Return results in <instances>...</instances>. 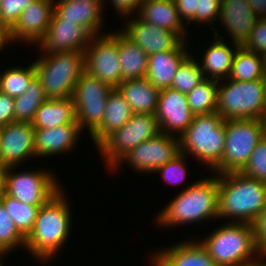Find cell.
I'll list each match as a JSON object with an SVG mask.
<instances>
[{"mask_svg": "<svg viewBox=\"0 0 266 266\" xmlns=\"http://www.w3.org/2000/svg\"><path fill=\"white\" fill-rule=\"evenodd\" d=\"M180 153L179 137L159 132L156 136L132 149L111 172H115L121 168L120 165L126 163L135 173H155L161 166L173 160Z\"/></svg>", "mask_w": 266, "mask_h": 266, "instance_id": "4fadbf2b", "label": "cell"}, {"mask_svg": "<svg viewBox=\"0 0 266 266\" xmlns=\"http://www.w3.org/2000/svg\"><path fill=\"white\" fill-rule=\"evenodd\" d=\"M8 167L4 193L23 203L39 208L52 198L62 187L59 178L50 170H16Z\"/></svg>", "mask_w": 266, "mask_h": 266, "instance_id": "30bf717a", "label": "cell"}, {"mask_svg": "<svg viewBox=\"0 0 266 266\" xmlns=\"http://www.w3.org/2000/svg\"><path fill=\"white\" fill-rule=\"evenodd\" d=\"M180 19L186 26L190 23L196 24V11L198 0H174ZM187 23V24H186Z\"/></svg>", "mask_w": 266, "mask_h": 266, "instance_id": "b9f144b4", "label": "cell"}, {"mask_svg": "<svg viewBox=\"0 0 266 266\" xmlns=\"http://www.w3.org/2000/svg\"><path fill=\"white\" fill-rule=\"evenodd\" d=\"M0 201L5 206L16 228L26 238L33 229L39 207L23 203L4 192L0 194Z\"/></svg>", "mask_w": 266, "mask_h": 266, "instance_id": "836d02e7", "label": "cell"}, {"mask_svg": "<svg viewBox=\"0 0 266 266\" xmlns=\"http://www.w3.org/2000/svg\"><path fill=\"white\" fill-rule=\"evenodd\" d=\"M151 254V266H217L206 249L195 238L180 241Z\"/></svg>", "mask_w": 266, "mask_h": 266, "instance_id": "ffe728a7", "label": "cell"}, {"mask_svg": "<svg viewBox=\"0 0 266 266\" xmlns=\"http://www.w3.org/2000/svg\"><path fill=\"white\" fill-rule=\"evenodd\" d=\"M46 99L41 82L35 77L24 93L14 98L15 122L32 123L36 111Z\"/></svg>", "mask_w": 266, "mask_h": 266, "instance_id": "4dcf8cb0", "label": "cell"}, {"mask_svg": "<svg viewBox=\"0 0 266 266\" xmlns=\"http://www.w3.org/2000/svg\"><path fill=\"white\" fill-rule=\"evenodd\" d=\"M258 19L246 0H221L218 22L231 42L242 46Z\"/></svg>", "mask_w": 266, "mask_h": 266, "instance_id": "44dd1931", "label": "cell"}, {"mask_svg": "<svg viewBox=\"0 0 266 266\" xmlns=\"http://www.w3.org/2000/svg\"><path fill=\"white\" fill-rule=\"evenodd\" d=\"M245 176L266 183V137L264 136L251 153V157L241 171Z\"/></svg>", "mask_w": 266, "mask_h": 266, "instance_id": "74e56055", "label": "cell"}, {"mask_svg": "<svg viewBox=\"0 0 266 266\" xmlns=\"http://www.w3.org/2000/svg\"><path fill=\"white\" fill-rule=\"evenodd\" d=\"M187 158L188 156L186 154L180 153L173 160L167 162L164 166H161L155 173L158 172L162 176V181L167 184L172 183L171 185L176 186L183 182V185H187L188 181H186V176H188L187 172L190 170L187 167Z\"/></svg>", "mask_w": 266, "mask_h": 266, "instance_id": "8d00e7d4", "label": "cell"}, {"mask_svg": "<svg viewBox=\"0 0 266 266\" xmlns=\"http://www.w3.org/2000/svg\"><path fill=\"white\" fill-rule=\"evenodd\" d=\"M142 0H110L108 3H112L115 11H117L118 15H121L120 17L127 18L130 17L132 14H136L135 12H138V9L140 7V3ZM104 2L105 0H102L103 8H104Z\"/></svg>", "mask_w": 266, "mask_h": 266, "instance_id": "f6af8a7d", "label": "cell"}, {"mask_svg": "<svg viewBox=\"0 0 266 266\" xmlns=\"http://www.w3.org/2000/svg\"><path fill=\"white\" fill-rule=\"evenodd\" d=\"M85 71L113 89L121 83L118 30L92 36L84 51Z\"/></svg>", "mask_w": 266, "mask_h": 266, "instance_id": "7c38bea8", "label": "cell"}, {"mask_svg": "<svg viewBox=\"0 0 266 266\" xmlns=\"http://www.w3.org/2000/svg\"><path fill=\"white\" fill-rule=\"evenodd\" d=\"M26 238L19 232L12 218L6 211L5 206L0 201V253L10 254L20 247L25 248Z\"/></svg>", "mask_w": 266, "mask_h": 266, "instance_id": "d590c367", "label": "cell"}, {"mask_svg": "<svg viewBox=\"0 0 266 266\" xmlns=\"http://www.w3.org/2000/svg\"><path fill=\"white\" fill-rule=\"evenodd\" d=\"M8 46L6 32L0 27V53Z\"/></svg>", "mask_w": 266, "mask_h": 266, "instance_id": "681fc988", "label": "cell"}, {"mask_svg": "<svg viewBox=\"0 0 266 266\" xmlns=\"http://www.w3.org/2000/svg\"><path fill=\"white\" fill-rule=\"evenodd\" d=\"M212 175V176H211ZM191 182L172 198L155 216L156 223L161 227L175 228L184 224L218 219V174H211Z\"/></svg>", "mask_w": 266, "mask_h": 266, "instance_id": "7a4b0ae2", "label": "cell"}, {"mask_svg": "<svg viewBox=\"0 0 266 266\" xmlns=\"http://www.w3.org/2000/svg\"><path fill=\"white\" fill-rule=\"evenodd\" d=\"M228 79L237 81L264 79L262 55L239 46L234 54Z\"/></svg>", "mask_w": 266, "mask_h": 266, "instance_id": "f546056e", "label": "cell"}, {"mask_svg": "<svg viewBox=\"0 0 266 266\" xmlns=\"http://www.w3.org/2000/svg\"><path fill=\"white\" fill-rule=\"evenodd\" d=\"M53 11L54 0H35L6 33L8 45L13 46L16 42L31 46L37 44L47 32Z\"/></svg>", "mask_w": 266, "mask_h": 266, "instance_id": "5bb4252c", "label": "cell"}, {"mask_svg": "<svg viewBox=\"0 0 266 266\" xmlns=\"http://www.w3.org/2000/svg\"><path fill=\"white\" fill-rule=\"evenodd\" d=\"M35 0H0V27L7 33Z\"/></svg>", "mask_w": 266, "mask_h": 266, "instance_id": "f35d334b", "label": "cell"}, {"mask_svg": "<svg viewBox=\"0 0 266 266\" xmlns=\"http://www.w3.org/2000/svg\"><path fill=\"white\" fill-rule=\"evenodd\" d=\"M63 190L62 187L39 208L33 229L26 237L23 250H28L40 264L45 265L57 257L72 231V210L67 192Z\"/></svg>", "mask_w": 266, "mask_h": 266, "instance_id": "6da1fadb", "label": "cell"}, {"mask_svg": "<svg viewBox=\"0 0 266 266\" xmlns=\"http://www.w3.org/2000/svg\"><path fill=\"white\" fill-rule=\"evenodd\" d=\"M266 255L259 253L256 257H254L252 260L247 261L242 266H266Z\"/></svg>", "mask_w": 266, "mask_h": 266, "instance_id": "7dc6e473", "label": "cell"}, {"mask_svg": "<svg viewBox=\"0 0 266 266\" xmlns=\"http://www.w3.org/2000/svg\"><path fill=\"white\" fill-rule=\"evenodd\" d=\"M216 112L223 120L260 119L266 114V85L264 79L218 82Z\"/></svg>", "mask_w": 266, "mask_h": 266, "instance_id": "8992f818", "label": "cell"}, {"mask_svg": "<svg viewBox=\"0 0 266 266\" xmlns=\"http://www.w3.org/2000/svg\"><path fill=\"white\" fill-rule=\"evenodd\" d=\"M117 89L134 114H155L160 89L146 78L122 81Z\"/></svg>", "mask_w": 266, "mask_h": 266, "instance_id": "4316f807", "label": "cell"}, {"mask_svg": "<svg viewBox=\"0 0 266 266\" xmlns=\"http://www.w3.org/2000/svg\"><path fill=\"white\" fill-rule=\"evenodd\" d=\"M159 132L155 114H133L129 121L110 134L96 149L109 172L132 149Z\"/></svg>", "mask_w": 266, "mask_h": 266, "instance_id": "9c48e42d", "label": "cell"}, {"mask_svg": "<svg viewBox=\"0 0 266 266\" xmlns=\"http://www.w3.org/2000/svg\"><path fill=\"white\" fill-rule=\"evenodd\" d=\"M112 89L86 71L83 72L75 85L72 98L77 123L82 131H88L89 136L102 123L107 97Z\"/></svg>", "mask_w": 266, "mask_h": 266, "instance_id": "8fae6325", "label": "cell"}, {"mask_svg": "<svg viewBox=\"0 0 266 266\" xmlns=\"http://www.w3.org/2000/svg\"><path fill=\"white\" fill-rule=\"evenodd\" d=\"M210 233L198 241L217 266H242L260 253L252 224L228 220Z\"/></svg>", "mask_w": 266, "mask_h": 266, "instance_id": "5b68a950", "label": "cell"}, {"mask_svg": "<svg viewBox=\"0 0 266 266\" xmlns=\"http://www.w3.org/2000/svg\"><path fill=\"white\" fill-rule=\"evenodd\" d=\"M263 58V67L266 68V52L262 55Z\"/></svg>", "mask_w": 266, "mask_h": 266, "instance_id": "816d5d0a", "label": "cell"}, {"mask_svg": "<svg viewBox=\"0 0 266 266\" xmlns=\"http://www.w3.org/2000/svg\"><path fill=\"white\" fill-rule=\"evenodd\" d=\"M252 226L258 251L266 255V206L252 223Z\"/></svg>", "mask_w": 266, "mask_h": 266, "instance_id": "7bdbcfd3", "label": "cell"}, {"mask_svg": "<svg viewBox=\"0 0 266 266\" xmlns=\"http://www.w3.org/2000/svg\"><path fill=\"white\" fill-rule=\"evenodd\" d=\"M221 0H198V9L196 11V25L204 23L210 27V30H216V22L219 20Z\"/></svg>", "mask_w": 266, "mask_h": 266, "instance_id": "ab89813d", "label": "cell"}, {"mask_svg": "<svg viewBox=\"0 0 266 266\" xmlns=\"http://www.w3.org/2000/svg\"><path fill=\"white\" fill-rule=\"evenodd\" d=\"M135 17V18H134ZM127 17L121 31L150 56L174 49L182 40L172 31L141 20L136 14Z\"/></svg>", "mask_w": 266, "mask_h": 266, "instance_id": "ac0fdd59", "label": "cell"}, {"mask_svg": "<svg viewBox=\"0 0 266 266\" xmlns=\"http://www.w3.org/2000/svg\"><path fill=\"white\" fill-rule=\"evenodd\" d=\"M34 67L47 99L72 97L85 71L84 52L41 54L34 60Z\"/></svg>", "mask_w": 266, "mask_h": 266, "instance_id": "52a82bcc", "label": "cell"}, {"mask_svg": "<svg viewBox=\"0 0 266 266\" xmlns=\"http://www.w3.org/2000/svg\"><path fill=\"white\" fill-rule=\"evenodd\" d=\"M136 15L147 23L174 32L181 40L189 41V27L180 19L174 0H142Z\"/></svg>", "mask_w": 266, "mask_h": 266, "instance_id": "d4e9b609", "label": "cell"}, {"mask_svg": "<svg viewBox=\"0 0 266 266\" xmlns=\"http://www.w3.org/2000/svg\"><path fill=\"white\" fill-rule=\"evenodd\" d=\"M128 102L118 89H112L107 97L101 125L89 136L97 148L110 134L122 127L133 116Z\"/></svg>", "mask_w": 266, "mask_h": 266, "instance_id": "484cf974", "label": "cell"}, {"mask_svg": "<svg viewBox=\"0 0 266 266\" xmlns=\"http://www.w3.org/2000/svg\"><path fill=\"white\" fill-rule=\"evenodd\" d=\"M6 256L2 253H0V266H4V264L2 263L4 259L2 258H5Z\"/></svg>", "mask_w": 266, "mask_h": 266, "instance_id": "f5cc1de1", "label": "cell"}, {"mask_svg": "<svg viewBox=\"0 0 266 266\" xmlns=\"http://www.w3.org/2000/svg\"><path fill=\"white\" fill-rule=\"evenodd\" d=\"M225 125V147L221 168L215 174L241 172L251 153L264 137V126L260 119H227Z\"/></svg>", "mask_w": 266, "mask_h": 266, "instance_id": "ba28073f", "label": "cell"}, {"mask_svg": "<svg viewBox=\"0 0 266 266\" xmlns=\"http://www.w3.org/2000/svg\"><path fill=\"white\" fill-rule=\"evenodd\" d=\"M180 151L206 165L211 173L221 168L225 147V125L217 113L194 115L192 123L179 137Z\"/></svg>", "mask_w": 266, "mask_h": 266, "instance_id": "277c9868", "label": "cell"}, {"mask_svg": "<svg viewBox=\"0 0 266 266\" xmlns=\"http://www.w3.org/2000/svg\"><path fill=\"white\" fill-rule=\"evenodd\" d=\"M31 157H36L32 123L12 122L0 127V160L7 167L20 168L21 163Z\"/></svg>", "mask_w": 266, "mask_h": 266, "instance_id": "9a60e30c", "label": "cell"}, {"mask_svg": "<svg viewBox=\"0 0 266 266\" xmlns=\"http://www.w3.org/2000/svg\"><path fill=\"white\" fill-rule=\"evenodd\" d=\"M92 35L76 22L55 21L52 17L45 35L35 46L40 54L57 52H84Z\"/></svg>", "mask_w": 266, "mask_h": 266, "instance_id": "e0dca14e", "label": "cell"}, {"mask_svg": "<svg viewBox=\"0 0 266 266\" xmlns=\"http://www.w3.org/2000/svg\"><path fill=\"white\" fill-rule=\"evenodd\" d=\"M155 117L160 132L175 136L178 134L180 137L194 117L188 105L187 94L172 88L161 89Z\"/></svg>", "mask_w": 266, "mask_h": 266, "instance_id": "2e32d148", "label": "cell"}, {"mask_svg": "<svg viewBox=\"0 0 266 266\" xmlns=\"http://www.w3.org/2000/svg\"><path fill=\"white\" fill-rule=\"evenodd\" d=\"M63 124H78L72 97L46 99L32 121L35 129H50Z\"/></svg>", "mask_w": 266, "mask_h": 266, "instance_id": "83f0119b", "label": "cell"}, {"mask_svg": "<svg viewBox=\"0 0 266 266\" xmlns=\"http://www.w3.org/2000/svg\"><path fill=\"white\" fill-rule=\"evenodd\" d=\"M8 167L0 160V194L4 191Z\"/></svg>", "mask_w": 266, "mask_h": 266, "instance_id": "c3c4849f", "label": "cell"}, {"mask_svg": "<svg viewBox=\"0 0 266 266\" xmlns=\"http://www.w3.org/2000/svg\"><path fill=\"white\" fill-rule=\"evenodd\" d=\"M190 41L182 40L174 49L157 52L148 56V68L145 78L156 88H171L173 77L179 66L190 55L187 46Z\"/></svg>", "mask_w": 266, "mask_h": 266, "instance_id": "603a6c76", "label": "cell"}, {"mask_svg": "<svg viewBox=\"0 0 266 266\" xmlns=\"http://www.w3.org/2000/svg\"><path fill=\"white\" fill-rule=\"evenodd\" d=\"M204 79L198 60L192 53L179 66L173 77L172 89L188 94Z\"/></svg>", "mask_w": 266, "mask_h": 266, "instance_id": "e575fe53", "label": "cell"}, {"mask_svg": "<svg viewBox=\"0 0 266 266\" xmlns=\"http://www.w3.org/2000/svg\"><path fill=\"white\" fill-rule=\"evenodd\" d=\"M14 98L0 92V127L15 122Z\"/></svg>", "mask_w": 266, "mask_h": 266, "instance_id": "ee69618b", "label": "cell"}, {"mask_svg": "<svg viewBox=\"0 0 266 266\" xmlns=\"http://www.w3.org/2000/svg\"><path fill=\"white\" fill-rule=\"evenodd\" d=\"M264 81H265V85H266V68L264 69Z\"/></svg>", "mask_w": 266, "mask_h": 266, "instance_id": "db71d44e", "label": "cell"}, {"mask_svg": "<svg viewBox=\"0 0 266 266\" xmlns=\"http://www.w3.org/2000/svg\"><path fill=\"white\" fill-rule=\"evenodd\" d=\"M218 220L252 224L266 206V183L241 172L218 174Z\"/></svg>", "mask_w": 266, "mask_h": 266, "instance_id": "3957f363", "label": "cell"}, {"mask_svg": "<svg viewBox=\"0 0 266 266\" xmlns=\"http://www.w3.org/2000/svg\"><path fill=\"white\" fill-rule=\"evenodd\" d=\"M102 0H54L55 21L76 22L92 36L103 34Z\"/></svg>", "mask_w": 266, "mask_h": 266, "instance_id": "d6986e66", "label": "cell"}, {"mask_svg": "<svg viewBox=\"0 0 266 266\" xmlns=\"http://www.w3.org/2000/svg\"><path fill=\"white\" fill-rule=\"evenodd\" d=\"M242 46L256 54L263 55L266 52V18L258 19Z\"/></svg>", "mask_w": 266, "mask_h": 266, "instance_id": "60d3db41", "label": "cell"}, {"mask_svg": "<svg viewBox=\"0 0 266 266\" xmlns=\"http://www.w3.org/2000/svg\"><path fill=\"white\" fill-rule=\"evenodd\" d=\"M218 82L214 79L204 78L187 94L188 105L194 115L216 112Z\"/></svg>", "mask_w": 266, "mask_h": 266, "instance_id": "1f68e13d", "label": "cell"}, {"mask_svg": "<svg viewBox=\"0 0 266 266\" xmlns=\"http://www.w3.org/2000/svg\"><path fill=\"white\" fill-rule=\"evenodd\" d=\"M31 64V65H30ZM27 67L10 66L5 71H0V92L17 97L24 93L29 83L36 77L34 62Z\"/></svg>", "mask_w": 266, "mask_h": 266, "instance_id": "d6a6232c", "label": "cell"}, {"mask_svg": "<svg viewBox=\"0 0 266 266\" xmlns=\"http://www.w3.org/2000/svg\"><path fill=\"white\" fill-rule=\"evenodd\" d=\"M213 34L214 41L203 50L199 65L204 78L220 81L228 78L234 54L240 45L230 41L224 42L226 37L217 29L213 30Z\"/></svg>", "mask_w": 266, "mask_h": 266, "instance_id": "cb8c5ba5", "label": "cell"}, {"mask_svg": "<svg viewBox=\"0 0 266 266\" xmlns=\"http://www.w3.org/2000/svg\"><path fill=\"white\" fill-rule=\"evenodd\" d=\"M83 131L79 124H63L50 129H35V156L65 155L76 149ZM65 153V154H63Z\"/></svg>", "mask_w": 266, "mask_h": 266, "instance_id": "7402d4cb", "label": "cell"}, {"mask_svg": "<svg viewBox=\"0 0 266 266\" xmlns=\"http://www.w3.org/2000/svg\"><path fill=\"white\" fill-rule=\"evenodd\" d=\"M259 19L266 18V0H246Z\"/></svg>", "mask_w": 266, "mask_h": 266, "instance_id": "bcb514c9", "label": "cell"}, {"mask_svg": "<svg viewBox=\"0 0 266 266\" xmlns=\"http://www.w3.org/2000/svg\"><path fill=\"white\" fill-rule=\"evenodd\" d=\"M118 48L121 82L145 78L148 68V55L120 29H118Z\"/></svg>", "mask_w": 266, "mask_h": 266, "instance_id": "f1b7e54d", "label": "cell"}, {"mask_svg": "<svg viewBox=\"0 0 266 266\" xmlns=\"http://www.w3.org/2000/svg\"><path fill=\"white\" fill-rule=\"evenodd\" d=\"M263 126H264V136L266 137V114L262 118Z\"/></svg>", "mask_w": 266, "mask_h": 266, "instance_id": "f907efd6", "label": "cell"}]
</instances>
